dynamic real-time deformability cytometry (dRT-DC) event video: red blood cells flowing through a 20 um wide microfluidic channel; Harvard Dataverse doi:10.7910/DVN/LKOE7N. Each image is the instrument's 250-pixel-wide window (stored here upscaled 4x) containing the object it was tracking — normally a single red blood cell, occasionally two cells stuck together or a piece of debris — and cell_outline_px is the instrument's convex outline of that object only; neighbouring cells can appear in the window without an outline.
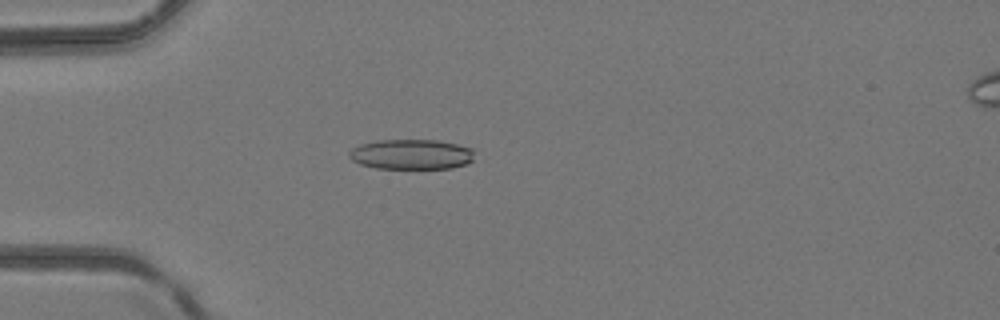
{"species": "common noctule bat (a hibernating species)", "species_latin": "Nyctalus noctula", "temperature_condition": "room temperature", "stored_images_in_passage": 49, "camera_frame_rate_fps": 3000, "um_per_image_px": 0.085, "animal": {"sex": "female", "body_mass_g": 24.6, "forearm_length_mm": 56.2}, "frame": {"image": 1, "passage_image": 15, "time_ms": 4.667, "image_size_px": [1000, 320], "cell_outline_px": [[476, 148], [472, 160], [464, 164], [452, 168], [376, 168], [360, 164], [352, 160], [348, 156], [348, 152], [352, 148], [360, 144], [380, 140], [440, 140]], "centroid_in_image_um": [34.99, 13.1], "position_along_channel_um": 50.0, "area_um2": 22.14}}
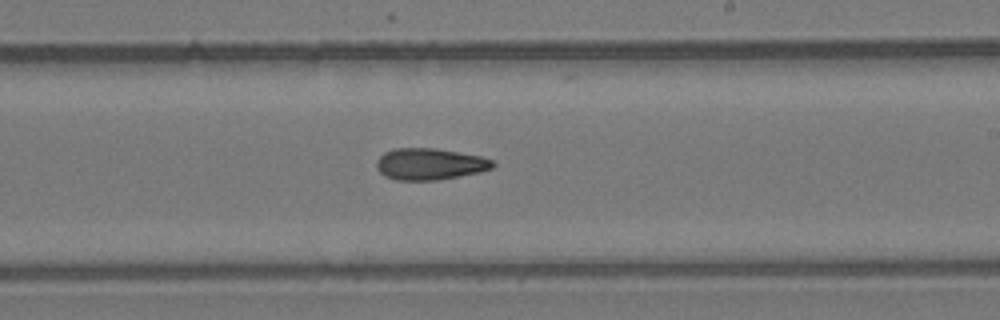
{"frame": {"image": 2, "passage_image": 30, "time_ms": 9.667, "image_size_px": [1000, 320], "cell_outline_px": [[496, 164], [492, 168], [480, 172], [460, 176], [436, 180], [396, 180], [384, 176], [376, 168], [376, 160], [384, 152], [396, 148], [436, 148], [480, 156], [492, 160]], "centroid_in_image_um": [36.51, 13.94], "position_along_channel_um": 252.5, "area_um2": 21.44}}
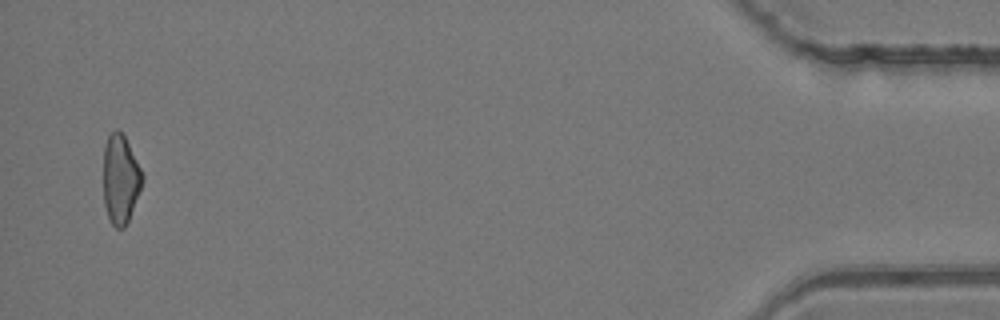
{"frame": {"image": 3, "passage_image": 48, "time_ms": 15.667, "image_size_px": [1000, 320], "cell_outline_px": [[144, 180], [128, 220], [124, 228], [116, 228], [112, 224], [108, 216], [104, 204], [104, 144], [108, 136], [116, 128], [124, 136], [144, 176]], "centroid_in_image_um": [10.23, 15.23], "position_along_channel_um": 425.0, "area_um2": 19.88}}